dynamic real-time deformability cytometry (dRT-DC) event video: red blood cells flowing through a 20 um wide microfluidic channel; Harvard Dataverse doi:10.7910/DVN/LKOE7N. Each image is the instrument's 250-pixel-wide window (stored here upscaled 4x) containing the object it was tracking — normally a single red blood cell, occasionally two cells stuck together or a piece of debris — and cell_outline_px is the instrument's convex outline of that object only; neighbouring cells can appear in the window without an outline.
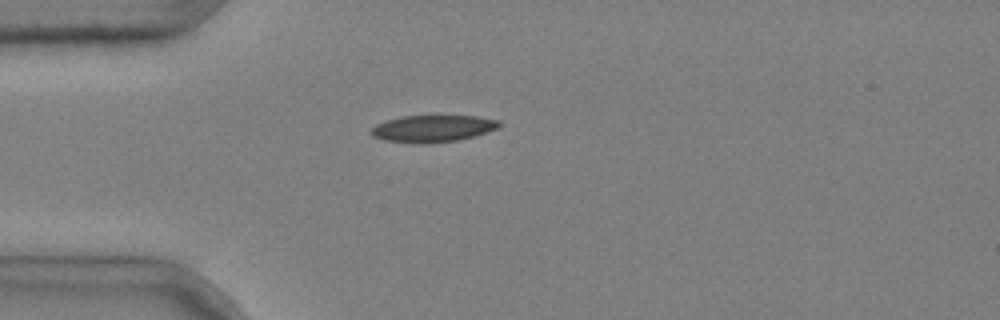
{"species": "common noctule bat (a hibernating species)", "species_latin": "Nyctalus noctula", "temperature_condition": "cold", "stored_images_in_passage": 1, "camera_frame_rate_fps": 3000, "um_per_image_px": 0.085, "animal": {"sex": "male", "body_mass_g": 20.4}, "frame": {"image": 1, "passage_image": 1, "time_ms": 0.0, "image_size_px": [1000, 320], "cell_outline_px": [[500, 124], [496, 128], [488, 132], [456, 140], [424, 144], [416, 144], [384, 140], [372, 136], [372, 128], [376, 124], [400, 116], [476, 116], [500, 120]], "centroid_in_image_um": [36.76, 10.93], "position_along_channel_um": 48.2, "area_um2": 19.94}}